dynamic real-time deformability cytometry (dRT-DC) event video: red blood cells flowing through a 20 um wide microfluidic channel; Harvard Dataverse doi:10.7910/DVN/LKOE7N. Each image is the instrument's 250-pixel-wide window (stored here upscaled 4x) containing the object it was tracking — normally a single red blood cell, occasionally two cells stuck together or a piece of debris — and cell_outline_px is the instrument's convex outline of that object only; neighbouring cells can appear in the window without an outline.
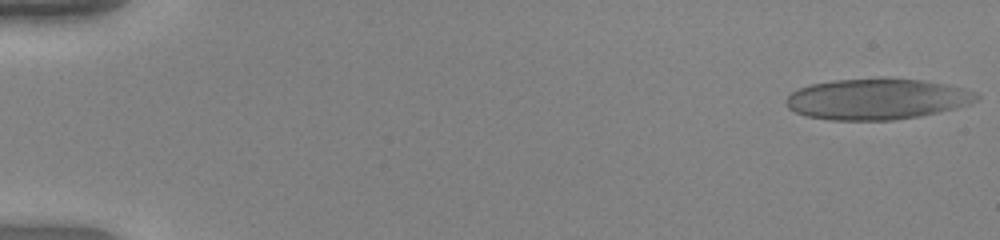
{"species": "human", "species_latin": "Homo sapiens", "temperature_condition": "warm", "stored_images_in_passage": 51, "camera_frame_rate_fps": 3000, "um_per_image_px": 0.085, "donor": {"sex": "female"}, "frame": {"image": 1, "passage_image": 1, "time_ms": 0.0, "image_size_px": [1000, 240], "cell_outline_px": [[980, 96], [976, 100], [968, 104], [956, 108], [920, 116], [892, 120], [832, 120], [808, 116], [796, 112], [788, 108], [784, 100], [792, 92], [808, 84], [832, 80], [920, 80], [944, 84], [964, 88], [976, 92]], "centroid_in_image_um": [74.52, 8.44], "position_along_channel_um": 10.5, "area_um2": 44.68}}
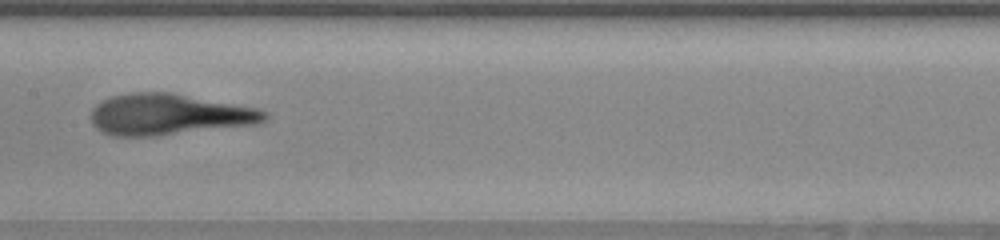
{"frame": {"image": 2, "passage_image": 27, "time_ms": 8.667, "image_size_px": [1000, 240], "cell_outline_px": [[268, 116], [264, 120], [256, 124], [156, 136], [112, 136], [100, 132], [92, 124], [92, 108], [96, 104], [112, 96], [132, 92], [168, 92], [260, 108], [268, 112]], "centroid_in_image_um": [14.35, 9.73], "position_along_channel_um": 193.1, "area_um2": 41.67}}
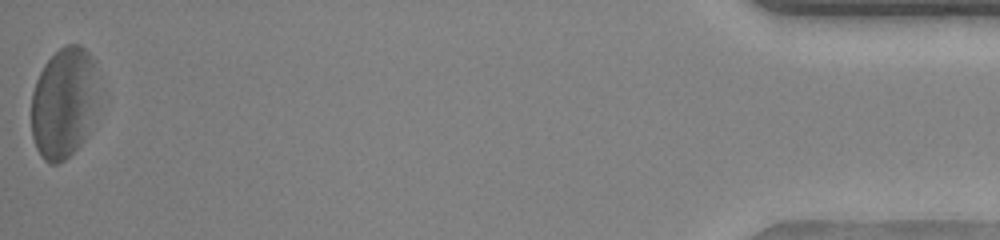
{"frame": {"image": 3, "passage_image": 51, "time_ms": 16.667, "image_size_px": [1000, 240], "cell_outline_px": [[92, 108], [84, 140], [64, 160], [56, 164], [48, 164], [44, 160], [36, 148], [32, 136], [32, 92], [36, 80], [44, 64], [60, 48], [68, 44], [80, 44], [92, 56]], "centroid_in_image_um": [5.3, 8.76], "position_along_channel_um": 429.9, "area_um2": 41.44}, "authors_computed_cell_mechanics": {"area_um2": 42.3096, "velocity_mm_per_s": 4.0214, "shape_relaxation_time_tau1_ms": 3.9426, "shape_relaxation_time_tau2_ms": 1.4056, "deformation_change_tau1": 0.236, "deformation_change_tau2": 0.1124}}